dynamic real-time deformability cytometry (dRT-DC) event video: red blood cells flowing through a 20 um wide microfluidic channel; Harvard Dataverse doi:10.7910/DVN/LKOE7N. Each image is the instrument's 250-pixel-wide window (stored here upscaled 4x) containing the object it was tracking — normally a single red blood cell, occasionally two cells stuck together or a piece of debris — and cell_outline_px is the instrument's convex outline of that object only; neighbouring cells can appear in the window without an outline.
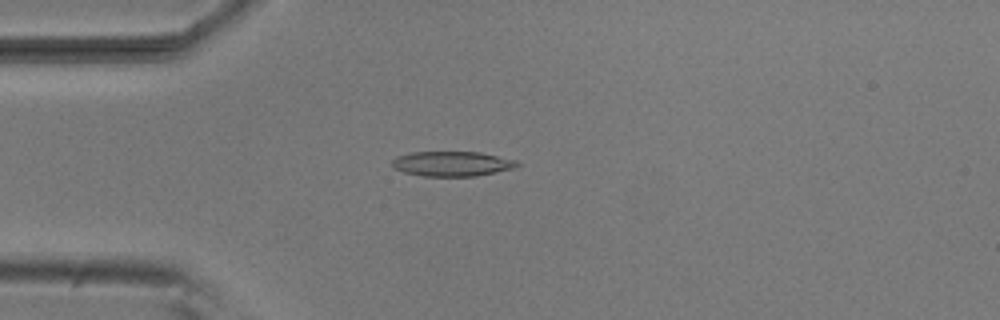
{"species": "common noctule bat (a hibernating species)", "species_latin": "Nyctalus noctula", "temperature_condition": "room temperature", "stored_images_in_passage": 53, "camera_frame_rate_fps": 3000, "um_per_image_px": 0.085, "animal": {"sex": "male", "body_mass_g": 20.5, "forearm_length_mm": 52.5}, "frame": {"image": 1, "passage_image": 14, "time_ms": 4.333, "image_size_px": [1000, 320], "cell_outline_px": [[520, 164], [516, 168], [476, 176], [424, 176], [404, 172], [392, 168], [392, 160], [396, 156], [412, 152], [480, 152], [516, 160]], "centroid_in_image_um": [38.42, 13.92], "position_along_channel_um": 46.6, "area_um2": 18.21}}
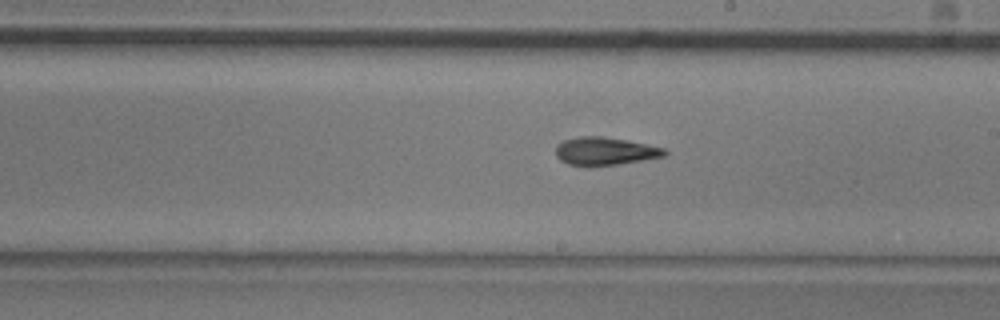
{"frame": {"image": 2, "passage_image": 30, "time_ms": 9.667, "image_size_px": [1000, 320], "cell_outline_px": [[668, 152], [664, 156], [616, 164], [568, 164], [560, 160], [556, 156], [556, 144], [564, 140], [580, 136], [600, 136], [624, 140], [664, 148]], "centroid_in_image_um": [51.38, 12.82], "position_along_channel_um": 237.6, "area_um2": 17.05}}
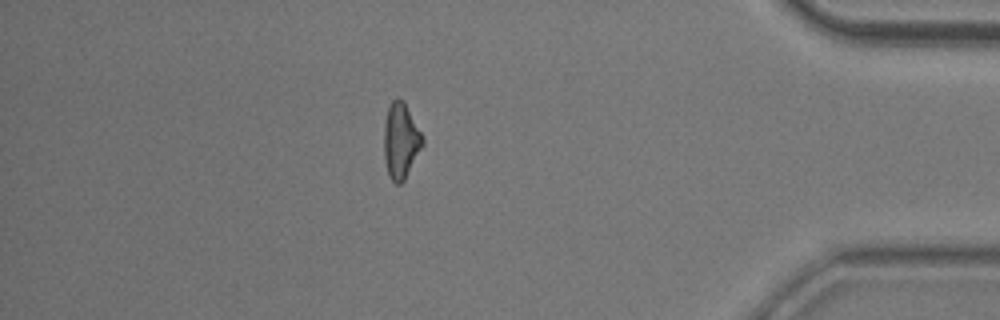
{"frame": {"image": 3, "passage_image": 46, "time_ms": 15.0, "image_size_px": [1000, 320], "cell_outline_px": [[424, 144], [404, 180], [400, 184], [396, 184], [388, 176], [384, 160], [384, 124], [388, 108], [392, 100], [396, 96], [404, 100], [424, 140]], "centroid_in_image_um": [34.05, 11.96], "position_along_channel_um": 401.2, "area_um2": 17.05}, "authors_computed_cell_mechanics": {"area_um2": 17.629, "velocity_mm_per_s": 3.8269, "shape_relaxation_time_tau1_ms": 5.1272, "shape_relaxation_time_tau2_ms": 3.7261, "deformation_change_tau1": 0.1426, "deformation_change_tau2": 0.1378}}